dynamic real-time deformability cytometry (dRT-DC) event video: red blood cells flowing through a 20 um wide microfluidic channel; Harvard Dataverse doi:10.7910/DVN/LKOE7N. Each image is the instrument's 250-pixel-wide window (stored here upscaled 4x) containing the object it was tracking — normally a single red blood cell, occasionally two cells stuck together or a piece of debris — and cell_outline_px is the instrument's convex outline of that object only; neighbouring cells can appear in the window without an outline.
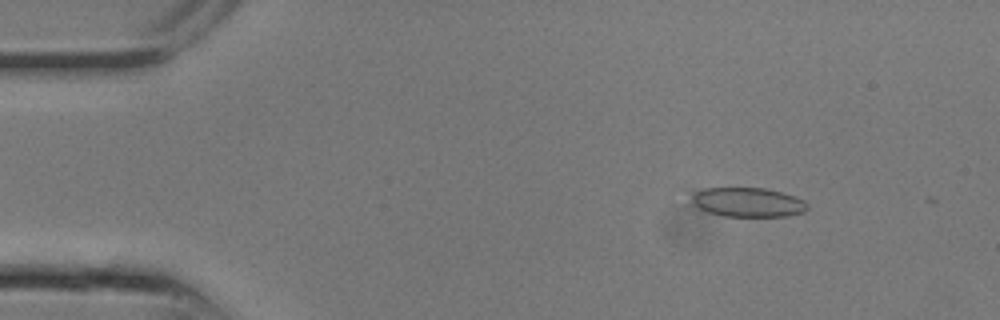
{"species": "common noctule bat (a hibernating species)", "species_latin": "Nyctalus noctula", "temperature_condition": "room temperature", "stored_images_in_passage": 5, "camera_frame_rate_fps": 3000, "um_per_image_px": 0.085, "animal": {"sex": "male", "body_mass_g": 13.3}, "frame": {"image": 1, "passage_image": 1, "time_ms": 0.0, "image_size_px": [1000, 320], "cell_outline_px": [[808, 208], [804, 212], [788, 216], [724, 216], [708, 212], [700, 208], [692, 200], [692, 196], [696, 192], [704, 188], [768, 188], [804, 200], [808, 204]], "centroid_in_image_um": [63.61, 17.19], "position_along_channel_um": 21.4, "area_um2": 19.54}}